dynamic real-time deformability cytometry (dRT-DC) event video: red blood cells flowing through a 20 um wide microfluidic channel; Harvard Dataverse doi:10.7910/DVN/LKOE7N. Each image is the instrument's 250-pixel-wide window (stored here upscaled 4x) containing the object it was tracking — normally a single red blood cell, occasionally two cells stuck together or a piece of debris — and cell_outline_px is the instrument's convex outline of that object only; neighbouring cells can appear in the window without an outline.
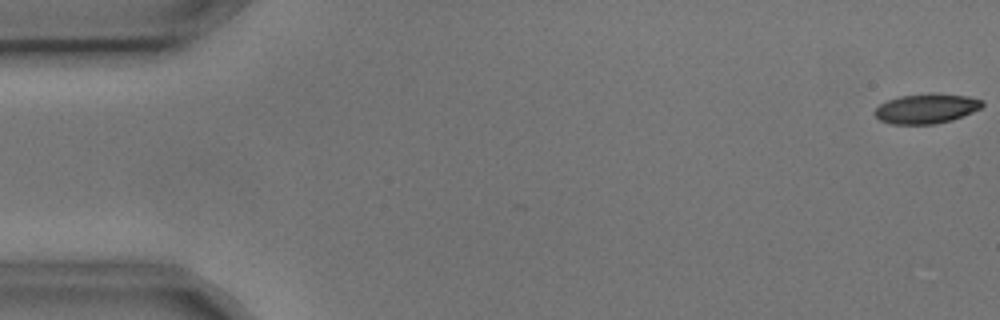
{"species": "common noctule bat (a hibernating species)", "species_latin": "Nyctalus noctula", "temperature_condition": "cold", "stored_images_in_passage": 6, "camera_frame_rate_fps": 3000, "um_per_image_px": 0.085, "animal": {"sex": "male", "body_mass_g": 17.9, "forearm_length_mm": 54.2}, "frame": {"image": 1, "passage_image": 1, "time_ms": 0.0, "image_size_px": [1000, 320], "cell_outline_px": [[984, 104], [980, 108], [972, 112], [952, 120], [932, 124], [892, 124], [880, 120], [872, 112], [880, 104], [888, 100], [900, 96], [928, 92], [968, 96], [984, 100]], "centroid_in_image_um": [78.74, 9.21], "position_along_channel_um": 6.3, "area_um2": 18.79}}
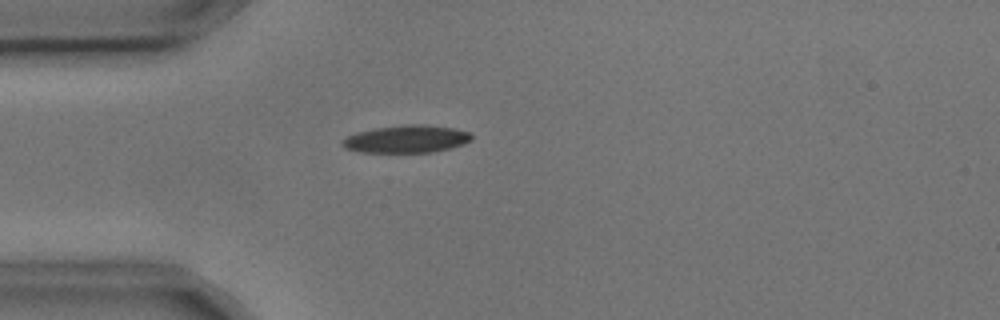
{"frame": {"image": 2, "passage_image": 5, "time_ms": 1.333, "image_size_px": [1000, 320], "cell_outline_px": [[472, 140], [464, 144], [432, 152], [360, 152], [344, 148], [340, 140], [356, 132], [376, 128], [408, 124], [416, 124], [452, 128], [468, 132], [472, 136]], "centroid_in_image_um": [34.51, 11.82], "position_along_channel_um": 50.5, "area_um2": 20.52}}